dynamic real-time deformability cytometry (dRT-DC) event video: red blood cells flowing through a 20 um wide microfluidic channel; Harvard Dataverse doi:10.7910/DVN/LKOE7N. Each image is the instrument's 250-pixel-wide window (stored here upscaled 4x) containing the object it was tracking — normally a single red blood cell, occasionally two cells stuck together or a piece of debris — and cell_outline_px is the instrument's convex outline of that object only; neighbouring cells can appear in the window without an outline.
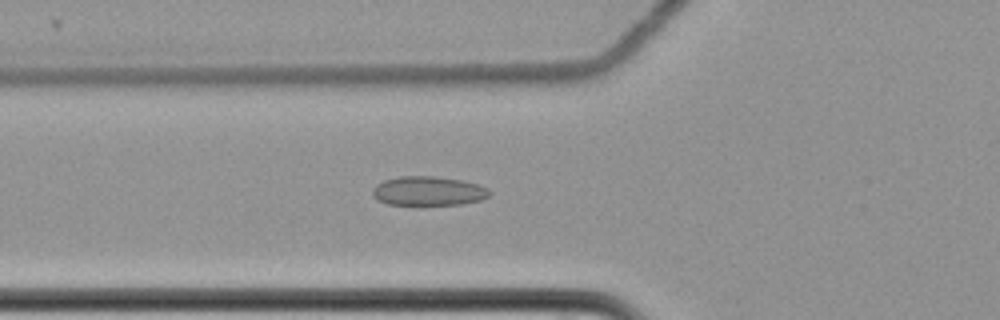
{"species": "common noctule bat (a hibernating species)", "species_latin": "Nyctalus noctula", "temperature_condition": "cold", "stored_images_in_passage": 6, "camera_frame_rate_fps": 3000, "um_per_image_px": 0.085, "animal": {"sex": "female", "body_mass_g": 22.7, "forearm_length_mm": 54.2}, "frame": {"image": 1, "passage_image": 6, "time_ms": 1.667, "image_size_px": [1000, 320], "cell_outline_px": [[492, 192], [488, 196], [480, 200], [460, 204], [388, 204], [376, 200], [372, 196], [372, 188], [376, 184], [384, 180], [400, 176], [432, 176], [460, 180], [476, 184], [488, 188]], "centroid_in_image_um": [36.36, 16.23], "position_along_channel_um": 89.4, "area_um2": 19.77}}